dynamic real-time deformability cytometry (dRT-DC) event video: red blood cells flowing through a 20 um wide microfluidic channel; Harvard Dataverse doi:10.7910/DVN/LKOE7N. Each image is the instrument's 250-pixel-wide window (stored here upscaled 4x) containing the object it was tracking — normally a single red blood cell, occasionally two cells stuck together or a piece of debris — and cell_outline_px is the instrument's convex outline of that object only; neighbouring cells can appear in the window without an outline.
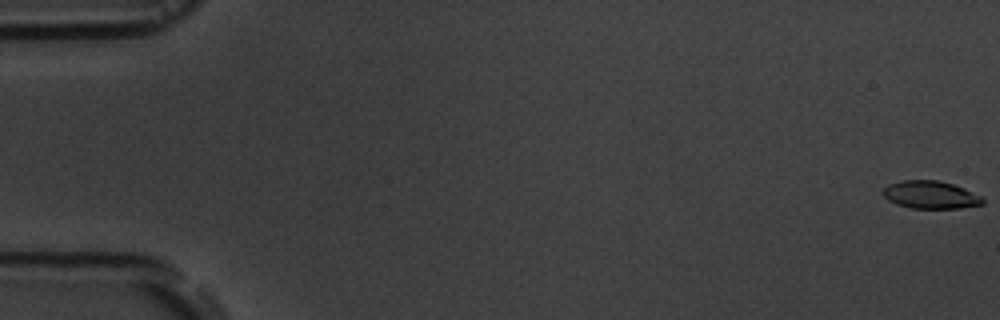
{"species": "common noctule bat (a hibernating species)", "species_latin": "Nyctalus noctula", "temperature_condition": "room temperature", "stored_images_in_passage": 6, "camera_frame_rate_fps": 3000, "um_per_image_px": 0.085, "animal": {"sex": "male", "body_mass_g": 19.5, "forearm_length_mm": 54.6}, "frame": {"image": 1, "passage_image": 1, "time_ms": 0.0, "image_size_px": [1000, 320], "cell_outline_px": [[984, 204], [960, 208], [912, 208], [896, 204], [888, 200], [880, 192], [888, 184], [904, 180], [936, 180], [952, 184], [964, 188], [984, 196]], "centroid_in_image_um": [79.11, 16.56], "position_along_channel_um": 5.9, "area_um2": 16.24}}